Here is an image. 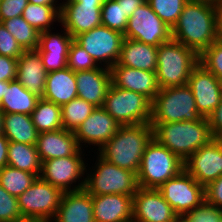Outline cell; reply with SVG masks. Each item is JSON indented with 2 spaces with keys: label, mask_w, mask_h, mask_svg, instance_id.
Returning a JSON list of instances; mask_svg holds the SVG:
<instances>
[{
  "label": "cell",
  "mask_w": 222,
  "mask_h": 222,
  "mask_svg": "<svg viewBox=\"0 0 222 222\" xmlns=\"http://www.w3.org/2000/svg\"><path fill=\"white\" fill-rule=\"evenodd\" d=\"M1 23L24 50H36L39 46L40 32L32 27L23 16L13 17Z\"/></svg>",
  "instance_id": "32"
},
{
  "label": "cell",
  "mask_w": 222,
  "mask_h": 222,
  "mask_svg": "<svg viewBox=\"0 0 222 222\" xmlns=\"http://www.w3.org/2000/svg\"><path fill=\"white\" fill-rule=\"evenodd\" d=\"M157 50L158 47L134 39L124 38L119 59L114 66H127L155 72L158 59Z\"/></svg>",
  "instance_id": "25"
},
{
  "label": "cell",
  "mask_w": 222,
  "mask_h": 222,
  "mask_svg": "<svg viewBox=\"0 0 222 222\" xmlns=\"http://www.w3.org/2000/svg\"><path fill=\"white\" fill-rule=\"evenodd\" d=\"M7 165L39 177L42 162L35 145L9 141Z\"/></svg>",
  "instance_id": "29"
},
{
  "label": "cell",
  "mask_w": 222,
  "mask_h": 222,
  "mask_svg": "<svg viewBox=\"0 0 222 222\" xmlns=\"http://www.w3.org/2000/svg\"><path fill=\"white\" fill-rule=\"evenodd\" d=\"M22 218L18 197L10 195L0 185V222H13Z\"/></svg>",
  "instance_id": "41"
},
{
  "label": "cell",
  "mask_w": 222,
  "mask_h": 222,
  "mask_svg": "<svg viewBox=\"0 0 222 222\" xmlns=\"http://www.w3.org/2000/svg\"><path fill=\"white\" fill-rule=\"evenodd\" d=\"M37 176L33 173L16 169L10 166L0 168V185L10 194L15 197L26 191Z\"/></svg>",
  "instance_id": "33"
},
{
  "label": "cell",
  "mask_w": 222,
  "mask_h": 222,
  "mask_svg": "<svg viewBox=\"0 0 222 222\" xmlns=\"http://www.w3.org/2000/svg\"><path fill=\"white\" fill-rule=\"evenodd\" d=\"M17 75V59L0 55V81H12Z\"/></svg>",
  "instance_id": "46"
},
{
  "label": "cell",
  "mask_w": 222,
  "mask_h": 222,
  "mask_svg": "<svg viewBox=\"0 0 222 222\" xmlns=\"http://www.w3.org/2000/svg\"><path fill=\"white\" fill-rule=\"evenodd\" d=\"M38 133L57 131L63 128L61 106L40 98L30 114Z\"/></svg>",
  "instance_id": "30"
},
{
  "label": "cell",
  "mask_w": 222,
  "mask_h": 222,
  "mask_svg": "<svg viewBox=\"0 0 222 222\" xmlns=\"http://www.w3.org/2000/svg\"><path fill=\"white\" fill-rule=\"evenodd\" d=\"M188 1H193V2H203V3H208L211 5L216 6L219 4L222 0H188Z\"/></svg>",
  "instance_id": "54"
},
{
  "label": "cell",
  "mask_w": 222,
  "mask_h": 222,
  "mask_svg": "<svg viewBox=\"0 0 222 222\" xmlns=\"http://www.w3.org/2000/svg\"><path fill=\"white\" fill-rule=\"evenodd\" d=\"M77 96L75 72L70 68L67 67L47 74L43 99L62 107Z\"/></svg>",
  "instance_id": "26"
},
{
  "label": "cell",
  "mask_w": 222,
  "mask_h": 222,
  "mask_svg": "<svg viewBox=\"0 0 222 222\" xmlns=\"http://www.w3.org/2000/svg\"><path fill=\"white\" fill-rule=\"evenodd\" d=\"M63 194L62 190L37 177L32 185L18 196L21 216L52 222Z\"/></svg>",
  "instance_id": "9"
},
{
  "label": "cell",
  "mask_w": 222,
  "mask_h": 222,
  "mask_svg": "<svg viewBox=\"0 0 222 222\" xmlns=\"http://www.w3.org/2000/svg\"><path fill=\"white\" fill-rule=\"evenodd\" d=\"M97 163V164H96ZM96 166L86 175L84 189L90 195L123 194L133 196L138 188L137 174L120 168L99 154Z\"/></svg>",
  "instance_id": "7"
},
{
  "label": "cell",
  "mask_w": 222,
  "mask_h": 222,
  "mask_svg": "<svg viewBox=\"0 0 222 222\" xmlns=\"http://www.w3.org/2000/svg\"><path fill=\"white\" fill-rule=\"evenodd\" d=\"M120 125L118 122L103 108L96 109L89 117L78 126L75 131L76 140L80 146L81 143L96 145L98 150L102 148L117 132Z\"/></svg>",
  "instance_id": "18"
},
{
  "label": "cell",
  "mask_w": 222,
  "mask_h": 222,
  "mask_svg": "<svg viewBox=\"0 0 222 222\" xmlns=\"http://www.w3.org/2000/svg\"><path fill=\"white\" fill-rule=\"evenodd\" d=\"M208 122L213 137L222 134V100L208 117Z\"/></svg>",
  "instance_id": "47"
},
{
  "label": "cell",
  "mask_w": 222,
  "mask_h": 222,
  "mask_svg": "<svg viewBox=\"0 0 222 222\" xmlns=\"http://www.w3.org/2000/svg\"><path fill=\"white\" fill-rule=\"evenodd\" d=\"M151 126L153 138L183 162L213 139L208 118H200L198 121L159 123Z\"/></svg>",
  "instance_id": "3"
},
{
  "label": "cell",
  "mask_w": 222,
  "mask_h": 222,
  "mask_svg": "<svg viewBox=\"0 0 222 222\" xmlns=\"http://www.w3.org/2000/svg\"><path fill=\"white\" fill-rule=\"evenodd\" d=\"M158 17L171 29L177 23L188 0H146Z\"/></svg>",
  "instance_id": "36"
},
{
  "label": "cell",
  "mask_w": 222,
  "mask_h": 222,
  "mask_svg": "<svg viewBox=\"0 0 222 222\" xmlns=\"http://www.w3.org/2000/svg\"><path fill=\"white\" fill-rule=\"evenodd\" d=\"M3 117H4V113L0 109V135L3 134Z\"/></svg>",
  "instance_id": "56"
},
{
  "label": "cell",
  "mask_w": 222,
  "mask_h": 222,
  "mask_svg": "<svg viewBox=\"0 0 222 222\" xmlns=\"http://www.w3.org/2000/svg\"><path fill=\"white\" fill-rule=\"evenodd\" d=\"M94 222H132L133 196L92 195Z\"/></svg>",
  "instance_id": "21"
},
{
  "label": "cell",
  "mask_w": 222,
  "mask_h": 222,
  "mask_svg": "<svg viewBox=\"0 0 222 222\" xmlns=\"http://www.w3.org/2000/svg\"><path fill=\"white\" fill-rule=\"evenodd\" d=\"M35 146L41 162L75 155L81 149L74 132L64 128L39 133Z\"/></svg>",
  "instance_id": "22"
},
{
  "label": "cell",
  "mask_w": 222,
  "mask_h": 222,
  "mask_svg": "<svg viewBox=\"0 0 222 222\" xmlns=\"http://www.w3.org/2000/svg\"><path fill=\"white\" fill-rule=\"evenodd\" d=\"M78 98L95 107H103L107 91L111 85L110 69L100 66L92 70L76 71Z\"/></svg>",
  "instance_id": "20"
},
{
  "label": "cell",
  "mask_w": 222,
  "mask_h": 222,
  "mask_svg": "<svg viewBox=\"0 0 222 222\" xmlns=\"http://www.w3.org/2000/svg\"><path fill=\"white\" fill-rule=\"evenodd\" d=\"M82 152L80 149L75 155L42 161L39 177L63 192L84 189L85 179L82 177L87 172V165ZM77 180L81 181L78 185L75 184Z\"/></svg>",
  "instance_id": "11"
},
{
  "label": "cell",
  "mask_w": 222,
  "mask_h": 222,
  "mask_svg": "<svg viewBox=\"0 0 222 222\" xmlns=\"http://www.w3.org/2000/svg\"><path fill=\"white\" fill-rule=\"evenodd\" d=\"M157 189L179 217L205 200V188L185 169Z\"/></svg>",
  "instance_id": "13"
},
{
  "label": "cell",
  "mask_w": 222,
  "mask_h": 222,
  "mask_svg": "<svg viewBox=\"0 0 222 222\" xmlns=\"http://www.w3.org/2000/svg\"><path fill=\"white\" fill-rule=\"evenodd\" d=\"M9 140L3 135H0V168L7 166Z\"/></svg>",
  "instance_id": "49"
},
{
  "label": "cell",
  "mask_w": 222,
  "mask_h": 222,
  "mask_svg": "<svg viewBox=\"0 0 222 222\" xmlns=\"http://www.w3.org/2000/svg\"><path fill=\"white\" fill-rule=\"evenodd\" d=\"M103 0H66L60 3V22L75 38L77 35L102 25L101 7Z\"/></svg>",
  "instance_id": "14"
},
{
  "label": "cell",
  "mask_w": 222,
  "mask_h": 222,
  "mask_svg": "<svg viewBox=\"0 0 222 222\" xmlns=\"http://www.w3.org/2000/svg\"><path fill=\"white\" fill-rule=\"evenodd\" d=\"M123 39L124 34L103 25L74 38L98 65L108 69L117 63Z\"/></svg>",
  "instance_id": "10"
},
{
  "label": "cell",
  "mask_w": 222,
  "mask_h": 222,
  "mask_svg": "<svg viewBox=\"0 0 222 222\" xmlns=\"http://www.w3.org/2000/svg\"><path fill=\"white\" fill-rule=\"evenodd\" d=\"M187 85L192 90L198 113L208 118L222 100V82L199 63L192 70Z\"/></svg>",
  "instance_id": "15"
},
{
  "label": "cell",
  "mask_w": 222,
  "mask_h": 222,
  "mask_svg": "<svg viewBox=\"0 0 222 222\" xmlns=\"http://www.w3.org/2000/svg\"><path fill=\"white\" fill-rule=\"evenodd\" d=\"M103 108L120 126L150 124L152 102L142 94L118 88L112 83Z\"/></svg>",
  "instance_id": "8"
},
{
  "label": "cell",
  "mask_w": 222,
  "mask_h": 222,
  "mask_svg": "<svg viewBox=\"0 0 222 222\" xmlns=\"http://www.w3.org/2000/svg\"><path fill=\"white\" fill-rule=\"evenodd\" d=\"M13 222H46L42 219H38V218H28V217H22L20 219H17Z\"/></svg>",
  "instance_id": "52"
},
{
  "label": "cell",
  "mask_w": 222,
  "mask_h": 222,
  "mask_svg": "<svg viewBox=\"0 0 222 222\" xmlns=\"http://www.w3.org/2000/svg\"><path fill=\"white\" fill-rule=\"evenodd\" d=\"M48 72L37 50H25L17 59L16 79L30 93L42 98Z\"/></svg>",
  "instance_id": "23"
},
{
  "label": "cell",
  "mask_w": 222,
  "mask_h": 222,
  "mask_svg": "<svg viewBox=\"0 0 222 222\" xmlns=\"http://www.w3.org/2000/svg\"><path fill=\"white\" fill-rule=\"evenodd\" d=\"M152 138L153 128L150 124L120 126L116 134L98 150L99 155L137 174L145 147Z\"/></svg>",
  "instance_id": "2"
},
{
  "label": "cell",
  "mask_w": 222,
  "mask_h": 222,
  "mask_svg": "<svg viewBox=\"0 0 222 222\" xmlns=\"http://www.w3.org/2000/svg\"><path fill=\"white\" fill-rule=\"evenodd\" d=\"M213 140L218 144L221 153H222V134H218L216 136L213 137Z\"/></svg>",
  "instance_id": "55"
},
{
  "label": "cell",
  "mask_w": 222,
  "mask_h": 222,
  "mask_svg": "<svg viewBox=\"0 0 222 222\" xmlns=\"http://www.w3.org/2000/svg\"><path fill=\"white\" fill-rule=\"evenodd\" d=\"M46 71H58L67 68L69 52H39Z\"/></svg>",
  "instance_id": "43"
},
{
  "label": "cell",
  "mask_w": 222,
  "mask_h": 222,
  "mask_svg": "<svg viewBox=\"0 0 222 222\" xmlns=\"http://www.w3.org/2000/svg\"><path fill=\"white\" fill-rule=\"evenodd\" d=\"M215 7L217 13V38L222 41V1Z\"/></svg>",
  "instance_id": "50"
},
{
  "label": "cell",
  "mask_w": 222,
  "mask_h": 222,
  "mask_svg": "<svg viewBox=\"0 0 222 222\" xmlns=\"http://www.w3.org/2000/svg\"><path fill=\"white\" fill-rule=\"evenodd\" d=\"M124 38L158 47L172 39V29L158 17L146 1L129 17Z\"/></svg>",
  "instance_id": "12"
},
{
  "label": "cell",
  "mask_w": 222,
  "mask_h": 222,
  "mask_svg": "<svg viewBox=\"0 0 222 222\" xmlns=\"http://www.w3.org/2000/svg\"><path fill=\"white\" fill-rule=\"evenodd\" d=\"M174 222H185L182 217H178Z\"/></svg>",
  "instance_id": "57"
},
{
  "label": "cell",
  "mask_w": 222,
  "mask_h": 222,
  "mask_svg": "<svg viewBox=\"0 0 222 222\" xmlns=\"http://www.w3.org/2000/svg\"><path fill=\"white\" fill-rule=\"evenodd\" d=\"M53 221L94 222L92 195L85 189L64 192Z\"/></svg>",
  "instance_id": "24"
},
{
  "label": "cell",
  "mask_w": 222,
  "mask_h": 222,
  "mask_svg": "<svg viewBox=\"0 0 222 222\" xmlns=\"http://www.w3.org/2000/svg\"><path fill=\"white\" fill-rule=\"evenodd\" d=\"M184 169V162L154 138L146 145L137 173L139 187L159 188Z\"/></svg>",
  "instance_id": "6"
},
{
  "label": "cell",
  "mask_w": 222,
  "mask_h": 222,
  "mask_svg": "<svg viewBox=\"0 0 222 222\" xmlns=\"http://www.w3.org/2000/svg\"><path fill=\"white\" fill-rule=\"evenodd\" d=\"M39 99L40 97L30 93L15 79L10 81L8 88H5L0 109L4 114L21 113L30 115L36 108Z\"/></svg>",
  "instance_id": "27"
},
{
  "label": "cell",
  "mask_w": 222,
  "mask_h": 222,
  "mask_svg": "<svg viewBox=\"0 0 222 222\" xmlns=\"http://www.w3.org/2000/svg\"><path fill=\"white\" fill-rule=\"evenodd\" d=\"M182 219L185 222H222V210L204 200L199 206L186 212Z\"/></svg>",
  "instance_id": "40"
},
{
  "label": "cell",
  "mask_w": 222,
  "mask_h": 222,
  "mask_svg": "<svg viewBox=\"0 0 222 222\" xmlns=\"http://www.w3.org/2000/svg\"><path fill=\"white\" fill-rule=\"evenodd\" d=\"M61 6L28 3L23 11V18L37 31L51 29L53 22H60Z\"/></svg>",
  "instance_id": "31"
},
{
  "label": "cell",
  "mask_w": 222,
  "mask_h": 222,
  "mask_svg": "<svg viewBox=\"0 0 222 222\" xmlns=\"http://www.w3.org/2000/svg\"><path fill=\"white\" fill-rule=\"evenodd\" d=\"M28 2L39 5L61 6L60 4H57V0H28Z\"/></svg>",
  "instance_id": "51"
},
{
  "label": "cell",
  "mask_w": 222,
  "mask_h": 222,
  "mask_svg": "<svg viewBox=\"0 0 222 222\" xmlns=\"http://www.w3.org/2000/svg\"><path fill=\"white\" fill-rule=\"evenodd\" d=\"M116 1L119 4H121L122 9L124 10L128 18L139 6H141L146 2V0H116Z\"/></svg>",
  "instance_id": "48"
},
{
  "label": "cell",
  "mask_w": 222,
  "mask_h": 222,
  "mask_svg": "<svg viewBox=\"0 0 222 222\" xmlns=\"http://www.w3.org/2000/svg\"><path fill=\"white\" fill-rule=\"evenodd\" d=\"M205 200L222 210V176L205 187Z\"/></svg>",
  "instance_id": "45"
},
{
  "label": "cell",
  "mask_w": 222,
  "mask_h": 222,
  "mask_svg": "<svg viewBox=\"0 0 222 222\" xmlns=\"http://www.w3.org/2000/svg\"><path fill=\"white\" fill-rule=\"evenodd\" d=\"M10 81H0V102L3 98L5 88H8Z\"/></svg>",
  "instance_id": "53"
},
{
  "label": "cell",
  "mask_w": 222,
  "mask_h": 222,
  "mask_svg": "<svg viewBox=\"0 0 222 222\" xmlns=\"http://www.w3.org/2000/svg\"><path fill=\"white\" fill-rule=\"evenodd\" d=\"M95 109L96 107L87 101L78 97L74 98L61 107L63 128L74 132Z\"/></svg>",
  "instance_id": "34"
},
{
  "label": "cell",
  "mask_w": 222,
  "mask_h": 222,
  "mask_svg": "<svg viewBox=\"0 0 222 222\" xmlns=\"http://www.w3.org/2000/svg\"><path fill=\"white\" fill-rule=\"evenodd\" d=\"M184 169L204 188L222 176V153L212 139L200 147L187 160Z\"/></svg>",
  "instance_id": "17"
},
{
  "label": "cell",
  "mask_w": 222,
  "mask_h": 222,
  "mask_svg": "<svg viewBox=\"0 0 222 222\" xmlns=\"http://www.w3.org/2000/svg\"><path fill=\"white\" fill-rule=\"evenodd\" d=\"M24 51L15 38L0 23V55L18 59Z\"/></svg>",
  "instance_id": "42"
},
{
  "label": "cell",
  "mask_w": 222,
  "mask_h": 222,
  "mask_svg": "<svg viewBox=\"0 0 222 222\" xmlns=\"http://www.w3.org/2000/svg\"><path fill=\"white\" fill-rule=\"evenodd\" d=\"M178 217L158 189L139 187L133 195L132 222H174Z\"/></svg>",
  "instance_id": "16"
},
{
  "label": "cell",
  "mask_w": 222,
  "mask_h": 222,
  "mask_svg": "<svg viewBox=\"0 0 222 222\" xmlns=\"http://www.w3.org/2000/svg\"><path fill=\"white\" fill-rule=\"evenodd\" d=\"M110 72L114 86L142 94L151 102L160 90L155 72L127 66H112Z\"/></svg>",
  "instance_id": "19"
},
{
  "label": "cell",
  "mask_w": 222,
  "mask_h": 222,
  "mask_svg": "<svg viewBox=\"0 0 222 222\" xmlns=\"http://www.w3.org/2000/svg\"><path fill=\"white\" fill-rule=\"evenodd\" d=\"M63 33L40 32L38 52H69L73 37L63 28Z\"/></svg>",
  "instance_id": "37"
},
{
  "label": "cell",
  "mask_w": 222,
  "mask_h": 222,
  "mask_svg": "<svg viewBox=\"0 0 222 222\" xmlns=\"http://www.w3.org/2000/svg\"><path fill=\"white\" fill-rule=\"evenodd\" d=\"M28 0H0V23L23 15Z\"/></svg>",
  "instance_id": "44"
},
{
  "label": "cell",
  "mask_w": 222,
  "mask_h": 222,
  "mask_svg": "<svg viewBox=\"0 0 222 222\" xmlns=\"http://www.w3.org/2000/svg\"><path fill=\"white\" fill-rule=\"evenodd\" d=\"M128 17L116 0H103L101 7V23L112 30L125 33Z\"/></svg>",
  "instance_id": "35"
},
{
  "label": "cell",
  "mask_w": 222,
  "mask_h": 222,
  "mask_svg": "<svg viewBox=\"0 0 222 222\" xmlns=\"http://www.w3.org/2000/svg\"><path fill=\"white\" fill-rule=\"evenodd\" d=\"M199 63L222 82V41L216 40L199 55Z\"/></svg>",
  "instance_id": "38"
},
{
  "label": "cell",
  "mask_w": 222,
  "mask_h": 222,
  "mask_svg": "<svg viewBox=\"0 0 222 222\" xmlns=\"http://www.w3.org/2000/svg\"><path fill=\"white\" fill-rule=\"evenodd\" d=\"M172 39L200 55L217 38V13L214 5L188 1L172 28Z\"/></svg>",
  "instance_id": "1"
},
{
  "label": "cell",
  "mask_w": 222,
  "mask_h": 222,
  "mask_svg": "<svg viewBox=\"0 0 222 222\" xmlns=\"http://www.w3.org/2000/svg\"><path fill=\"white\" fill-rule=\"evenodd\" d=\"M38 134L31 115L21 113L4 114L3 135L9 141L36 145Z\"/></svg>",
  "instance_id": "28"
},
{
  "label": "cell",
  "mask_w": 222,
  "mask_h": 222,
  "mask_svg": "<svg viewBox=\"0 0 222 222\" xmlns=\"http://www.w3.org/2000/svg\"><path fill=\"white\" fill-rule=\"evenodd\" d=\"M157 57L155 74L160 89L186 85L199 64V55L174 39L158 46Z\"/></svg>",
  "instance_id": "4"
},
{
  "label": "cell",
  "mask_w": 222,
  "mask_h": 222,
  "mask_svg": "<svg viewBox=\"0 0 222 222\" xmlns=\"http://www.w3.org/2000/svg\"><path fill=\"white\" fill-rule=\"evenodd\" d=\"M67 67L76 72L99 68L100 65L73 39L67 56Z\"/></svg>",
  "instance_id": "39"
},
{
  "label": "cell",
  "mask_w": 222,
  "mask_h": 222,
  "mask_svg": "<svg viewBox=\"0 0 222 222\" xmlns=\"http://www.w3.org/2000/svg\"><path fill=\"white\" fill-rule=\"evenodd\" d=\"M200 118L192 90L187 84L161 88L152 102L150 125L198 121Z\"/></svg>",
  "instance_id": "5"
}]
</instances>
